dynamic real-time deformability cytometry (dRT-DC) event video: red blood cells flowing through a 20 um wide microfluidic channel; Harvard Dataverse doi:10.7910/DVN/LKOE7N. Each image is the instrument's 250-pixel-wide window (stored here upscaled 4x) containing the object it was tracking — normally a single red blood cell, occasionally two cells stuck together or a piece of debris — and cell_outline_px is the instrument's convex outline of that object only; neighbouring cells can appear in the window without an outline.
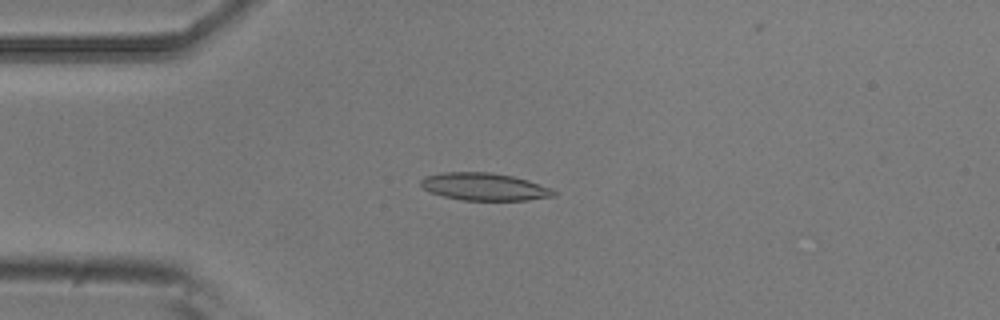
{"species": "common noctule bat (a hibernating species)", "species_latin": "Nyctalus noctula", "temperature_condition": "room temperature", "stored_images_in_passage": 7, "camera_frame_rate_fps": 3000, "um_per_image_px": 0.085, "animal": {"sex": "male", "body_mass_g": 20.5, "forearm_length_mm": 52.5}, "frame": {"image": 1, "passage_image": 4, "time_ms": 1.0, "image_size_px": [1000, 320], "cell_outline_px": [[556, 196], [528, 200], [460, 200], [444, 196], [432, 192], [424, 188], [420, 184], [420, 180], [424, 176], [444, 172], [488, 172], [512, 176], [528, 180], [552, 188], [556, 192]], "centroid_in_image_um": [41.19, 15.87], "position_along_channel_um": 43.8, "area_um2": 21.27}}
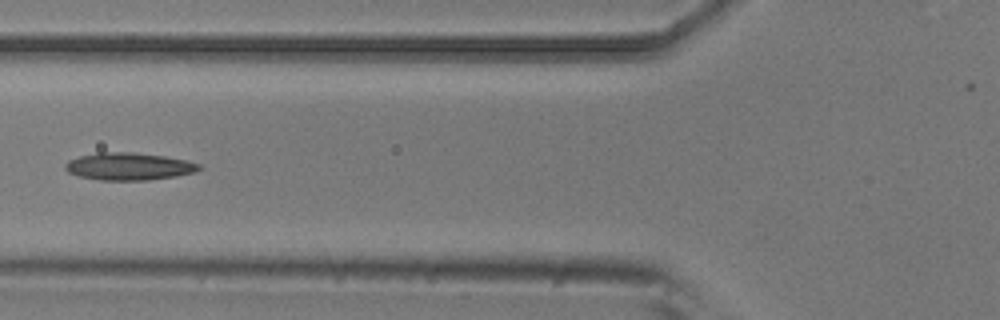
{"frame": {"image": 2, "passage_image": 6, "time_ms": 1.667, "image_size_px": [1000, 320], "cell_outline_px": [[200, 168], [196, 172], [176, 176], [148, 180], [100, 180], [80, 176], [68, 172], [64, 168], [64, 164], [68, 160], [80, 156], [100, 152], [132, 152], [164, 156], [184, 160], [200, 164]], "centroid_in_image_um": [10.93, 14.14], "position_along_channel_um": 114.9, "area_um2": 21.27}}
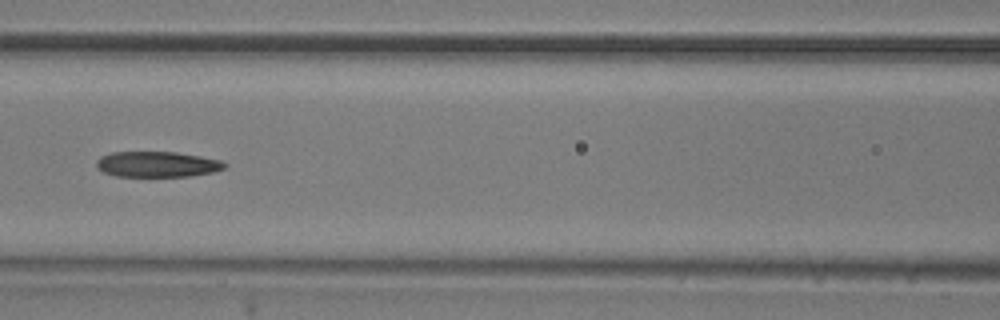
{"frame": {"image": 3, "passage_image": 7, "time_ms": 2.0, "image_size_px": [1000, 320], "cell_outline_px": [[228, 164], [224, 168], [212, 172], [188, 176], [116, 176], [104, 172], [96, 168], [96, 160], [100, 156], [112, 152], [176, 152], [200, 156], [220, 160]], "centroid_in_image_um": [13.33, 13.96], "position_along_channel_um": 153.3, "area_um2": 19.07}}